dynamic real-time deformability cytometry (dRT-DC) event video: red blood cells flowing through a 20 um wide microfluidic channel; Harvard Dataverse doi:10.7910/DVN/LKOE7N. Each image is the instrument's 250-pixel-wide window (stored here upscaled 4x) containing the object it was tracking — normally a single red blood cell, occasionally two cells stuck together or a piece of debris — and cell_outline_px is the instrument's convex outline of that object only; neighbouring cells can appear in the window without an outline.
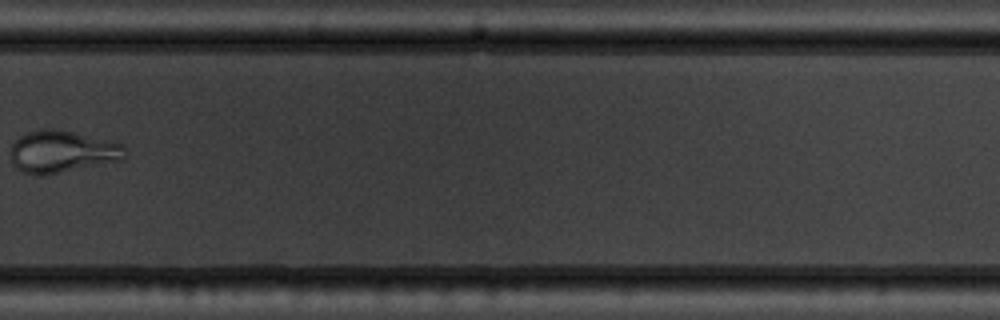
{"species": "common noctule bat (a hibernating species)", "species_latin": "Nyctalus noctula", "temperature_condition": "warm", "stored_images_in_passage": 16, "camera_frame_rate_fps": 3000, "um_per_image_px": 0.085, "animal": {"sex": "male", "body_mass_g": 19.5, "forearm_length_mm": 54.6}, "frame": {"image": 1, "passage_image": 12, "time_ms": 13.333, "image_size_px": [1000, 320], "cell_outline_px": [[128, 152], [124, 160], [36, 176], [32, 176], [20, 172], [12, 164], [12, 144], [20, 136], [28, 132], [48, 128], [56, 128], [120, 144], [128, 148]], "centroid_in_image_um": [5.27, 12.9], "position_along_channel_um": 324.5, "area_um2": 27.86}}
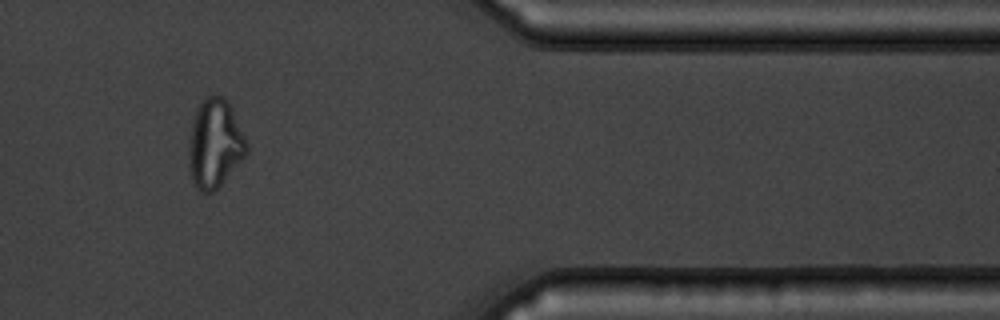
{"frame": {"image": 2, "passage_image": 14, "time_ms": 15.667, "image_size_px": [1000, 320], "cell_outline_px": [[248, 152], [220, 184], [212, 192], [200, 192], [196, 188], [192, 180], [188, 168], [188, 144], [192, 120], [204, 96], [224, 96], [228, 100], [248, 144]], "centroid_in_image_um": [18.23, 12.2], "position_along_channel_um": 393.2, "area_um2": 29.82}}
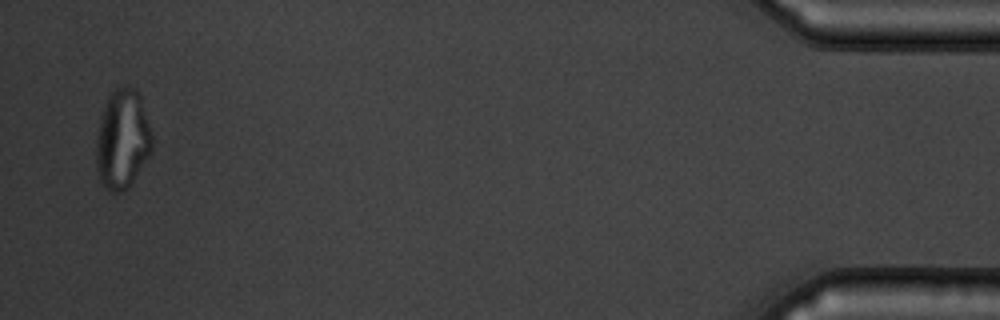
{"frame": {"image": 3, "passage_image": 16, "time_ms": 18.0, "image_size_px": [1000, 320], "cell_outline_px": [[152, 148], [148, 156], [128, 188], [120, 192], [108, 192], [100, 180], [96, 164], [96, 140], [100, 116], [104, 104], [108, 96], [116, 88], [136, 88], [140, 96], [152, 132]], "centroid_in_image_um": [10.39, 11.85], "position_along_channel_um": 424.8, "area_um2": 32.25}}